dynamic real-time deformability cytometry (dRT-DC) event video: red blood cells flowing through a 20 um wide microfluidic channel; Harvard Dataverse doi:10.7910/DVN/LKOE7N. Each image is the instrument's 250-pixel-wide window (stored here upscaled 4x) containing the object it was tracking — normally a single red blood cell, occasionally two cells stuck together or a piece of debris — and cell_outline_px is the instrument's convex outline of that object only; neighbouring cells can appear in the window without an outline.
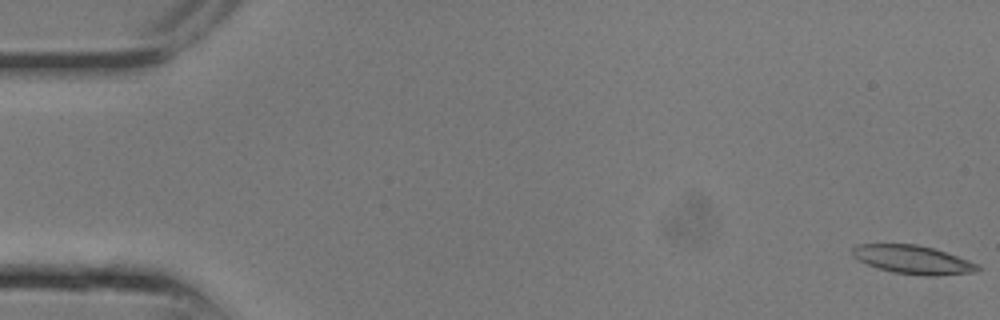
{"species": "common noctule bat (a hibernating species)", "species_latin": "Nyctalus noctula", "temperature_condition": "room temperature", "stored_images_in_passage": 11, "camera_frame_rate_fps": 3000, "um_per_image_px": 0.085, "animal": {"sex": "male", "body_mass_g": 13.3}, "frame": {"image": 1, "passage_image": 1, "time_ms": 0.0, "image_size_px": [1000, 320], "cell_outline_px": [[980, 272], [936, 276], [924, 276], [892, 272], [876, 268], [852, 256], [852, 248], [856, 244], [916, 244], [932, 248], [980, 264]], "centroid_in_image_um": [77.62, 22.08], "position_along_channel_um": 7.4, "area_um2": 20.92}}
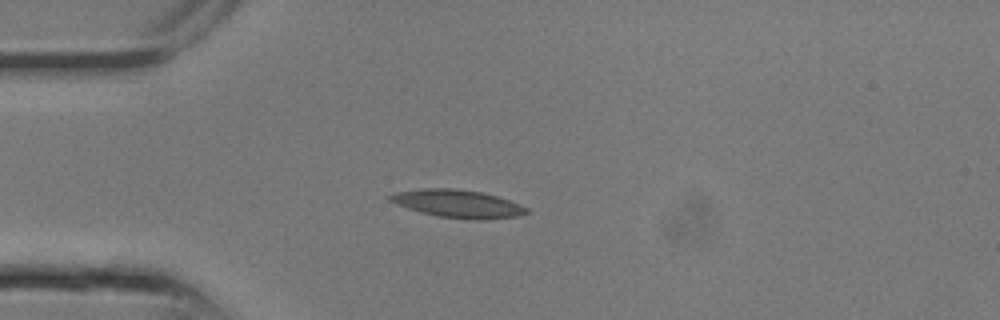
{"frame": {"image": 2, "passage_image": 7, "time_ms": 2.0, "image_size_px": [1000, 320], "cell_outline_px": [[528, 212], [520, 216], [484, 220], [476, 220], [436, 216], [420, 212], [396, 204], [388, 200], [388, 196], [396, 192], [424, 188], [452, 188], [480, 192], [496, 196], [520, 204], [528, 208]], "centroid_in_image_um": [38.91, 17.32], "position_along_channel_um": 46.1, "area_um2": 22.14}}
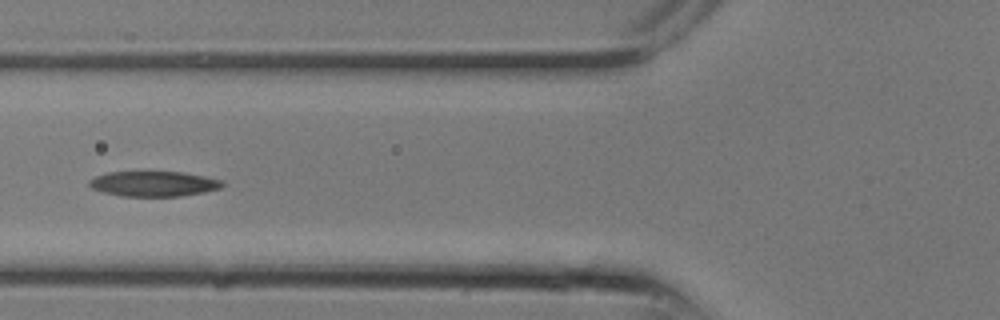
{"frame": {"image": 3, "passage_image": 10, "time_ms": 3.0, "image_size_px": [1000, 320], "cell_outline_px": [[224, 184], [220, 188], [204, 192], [180, 196], [124, 196], [104, 192], [92, 188], [88, 184], [88, 180], [96, 176], [108, 172], [148, 168], [184, 172], [224, 180]], "centroid_in_image_um": [13.05, 15.56], "position_along_channel_um": 112.8, "area_um2": 20.58}}